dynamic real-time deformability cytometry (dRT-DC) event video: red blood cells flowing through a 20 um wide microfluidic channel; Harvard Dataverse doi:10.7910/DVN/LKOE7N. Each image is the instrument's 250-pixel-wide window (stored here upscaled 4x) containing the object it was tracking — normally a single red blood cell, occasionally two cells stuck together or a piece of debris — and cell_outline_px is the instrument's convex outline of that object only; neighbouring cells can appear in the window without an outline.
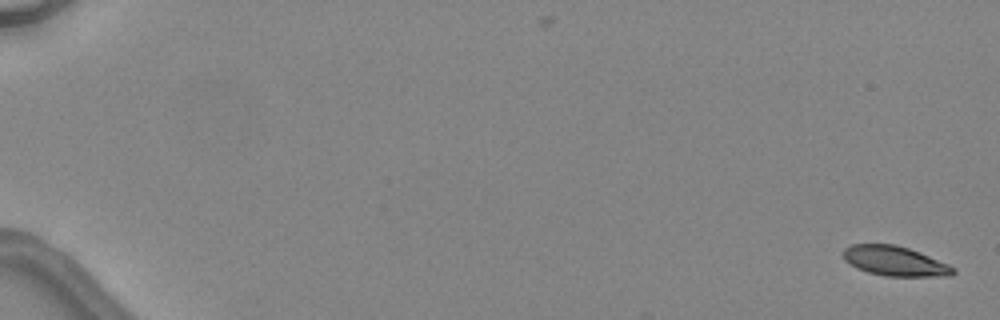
{"species": "common noctule bat (a hibernating species)", "species_latin": "Nyctalus noctula", "temperature_condition": "warm", "stored_images_in_passage": 6, "camera_frame_rate_fps": 3000, "um_per_image_px": 0.085, "animal": {"sex": "female", "body_mass_g": 24.6, "forearm_length_mm": 56.2}, "frame": {"image": 1, "passage_image": 1, "time_ms": 0.0, "image_size_px": [1000, 320], "cell_outline_px": [[956, 272], [952, 276], [884, 276], [868, 272], [856, 268], [844, 260], [844, 248], [852, 244], [896, 244], [920, 252], [948, 264], [956, 268]], "centroid_in_image_um": [76.08, 22.19], "position_along_channel_um": 8.9, "area_um2": 19.13}}